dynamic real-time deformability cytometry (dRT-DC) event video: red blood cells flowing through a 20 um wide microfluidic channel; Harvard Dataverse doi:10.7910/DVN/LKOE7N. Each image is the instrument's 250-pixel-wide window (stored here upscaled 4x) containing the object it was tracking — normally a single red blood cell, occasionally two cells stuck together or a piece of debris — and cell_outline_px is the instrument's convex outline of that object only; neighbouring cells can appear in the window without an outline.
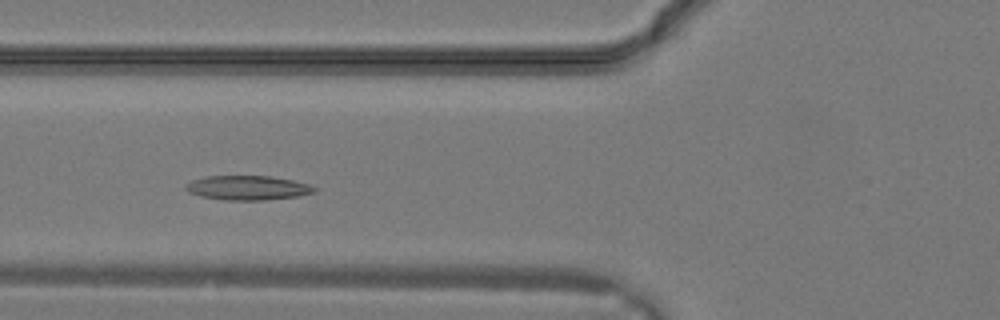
{"species": "common noctule bat (a hibernating species)", "species_latin": "Nyctalus noctula", "temperature_condition": "warm", "stored_images_in_passage": 28, "camera_frame_rate_fps": 3000, "um_per_image_px": 0.085, "animal": {"sex": "male", "body_mass_g": 19.2, "forearm_length_mm": 51.8}, "frame": {"image": 1, "passage_image": 9, "time_ms": 2.667, "image_size_px": [1000, 320], "cell_outline_px": [[316, 192], [300, 196], [264, 200], [224, 200], [200, 196], [188, 192], [184, 188], [192, 180], [204, 176], [272, 176], [292, 180], [308, 184], [316, 188]], "centroid_in_image_um": [21.06, 15.96], "position_along_channel_um": 104.7, "area_um2": 18.32}}
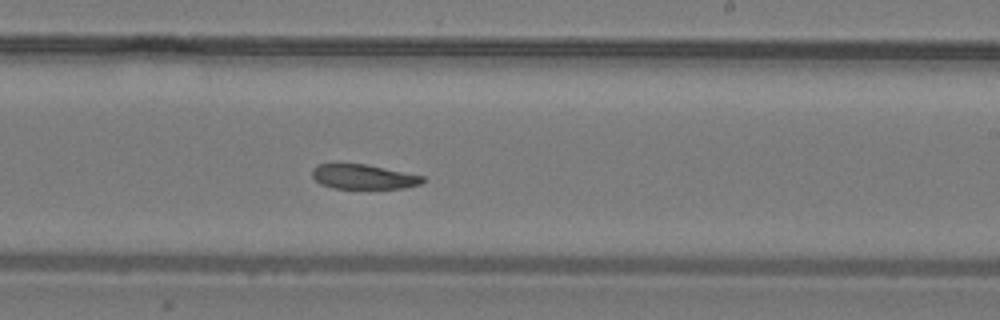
{"frame": {"image": 2, "passage_image": 16, "time_ms": 5.0, "image_size_px": [1000, 320], "cell_outline_px": [[424, 180], [420, 184], [404, 188], [332, 188], [320, 184], [312, 176], [312, 168], [316, 164], [332, 160], [336, 160], [368, 164], [424, 176]], "centroid_in_image_um": [30.78, 14.96], "position_along_channel_um": 258.2, "area_um2": 16.7}}
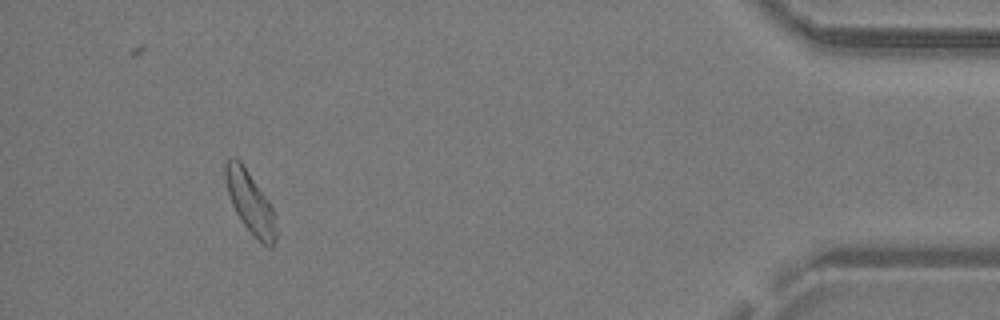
{"frame": {"image": 3, "passage_image": 26, "time_ms": 8.333, "image_size_px": [1000, 320], "cell_outline_px": [[276, 240], [272, 248], [268, 248], [240, 220], [228, 196], [224, 180], [224, 164], [232, 156], [236, 156], [240, 160], [268, 200], [272, 208], [276, 228]], "centroid_in_image_um": [21.23, 17.15], "position_along_channel_um": 414.0, "area_um2": 18.09}}